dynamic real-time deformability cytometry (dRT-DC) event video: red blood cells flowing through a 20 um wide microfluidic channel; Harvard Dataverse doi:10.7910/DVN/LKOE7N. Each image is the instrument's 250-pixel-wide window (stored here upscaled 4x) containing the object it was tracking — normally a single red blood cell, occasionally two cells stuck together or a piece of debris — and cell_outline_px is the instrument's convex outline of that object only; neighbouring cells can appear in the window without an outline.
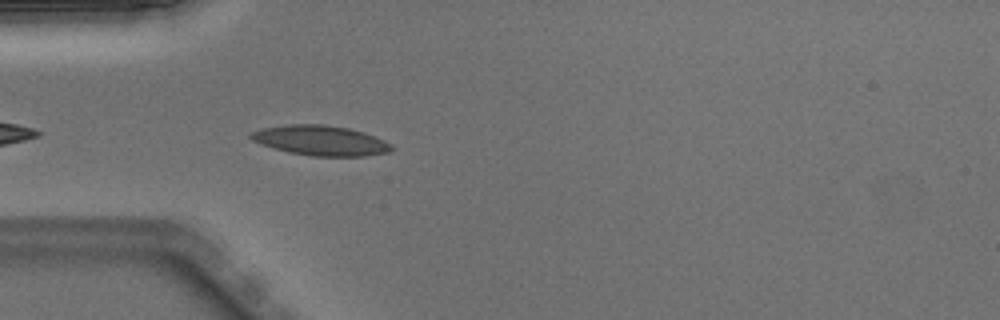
{"species": "Egyptian fruit bat (a non-hibernating species)", "species_latin": "Rousettus aegyptiacus", "temperature_condition": "warm", "stored_images_in_passage": 6, "camera_frame_rate_fps": 3000, "um_per_image_px": 0.085, "animal": {"sex": "male"}, "frame": {"image": 1, "passage_image": 3, "time_ms": 0.667, "image_size_px": [1000, 320], "cell_outline_px": [[396, 148], [388, 152], [364, 156], [312, 156], [288, 152], [260, 144], [252, 140], [248, 136], [252, 132], [260, 128], [288, 124], [324, 124], [348, 128], [364, 132], [384, 140], [392, 144]], "centroid_in_image_um": [27.25, 11.94], "position_along_channel_um": 57.8, "area_um2": 24.74}}